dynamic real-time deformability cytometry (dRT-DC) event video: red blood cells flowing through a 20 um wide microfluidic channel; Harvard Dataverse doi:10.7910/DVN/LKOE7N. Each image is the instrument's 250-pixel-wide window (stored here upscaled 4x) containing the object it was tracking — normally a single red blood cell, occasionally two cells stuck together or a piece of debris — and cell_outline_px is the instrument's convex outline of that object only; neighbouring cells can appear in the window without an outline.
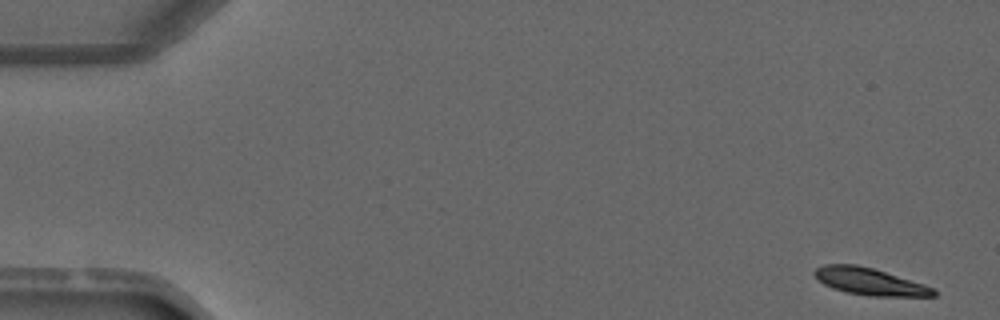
{"species": "common noctule bat (a hibernating species)", "species_latin": "Nyctalus noctula", "temperature_condition": "warm", "stored_images_in_passage": 4, "camera_frame_rate_fps": 3000, "um_per_image_px": 0.085, "animal": {"sex": "male", "forearm_length_mm": 52.5}, "frame": {"image": 1, "passage_image": 1, "time_ms": 0.0, "image_size_px": [1000, 320], "cell_outline_px": [[936, 296], [868, 296], [848, 292], [832, 288], [824, 284], [812, 272], [816, 268], [824, 264], [856, 264], [872, 268], [924, 284], [936, 288]], "centroid_in_image_um": [73.93, 23.93], "position_along_channel_um": 11.1, "area_um2": 18.61}}
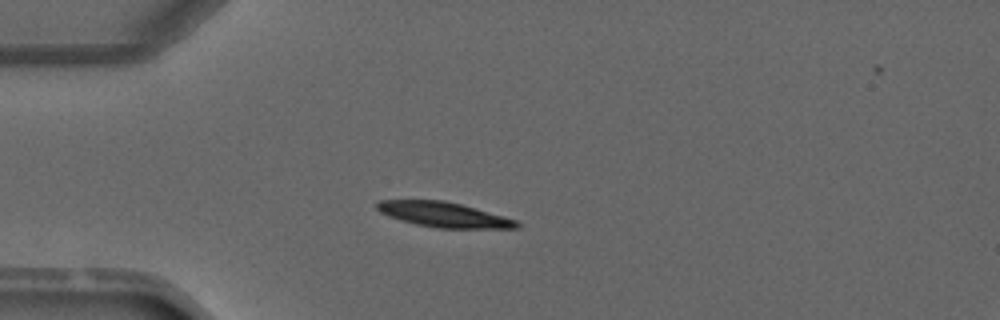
{"frame": {"image": 2, "passage_image": 3, "time_ms": 3.333, "image_size_px": [1000, 320], "cell_outline_px": [[520, 224], [516, 228], [436, 228], [416, 224], [400, 220], [388, 216], [380, 212], [376, 208], [376, 204], [380, 200], [444, 200], [460, 204], [504, 216], [516, 220]], "centroid_in_image_um": [37.68, 18.24], "position_along_channel_um": 47.3, "area_um2": 20.23}}